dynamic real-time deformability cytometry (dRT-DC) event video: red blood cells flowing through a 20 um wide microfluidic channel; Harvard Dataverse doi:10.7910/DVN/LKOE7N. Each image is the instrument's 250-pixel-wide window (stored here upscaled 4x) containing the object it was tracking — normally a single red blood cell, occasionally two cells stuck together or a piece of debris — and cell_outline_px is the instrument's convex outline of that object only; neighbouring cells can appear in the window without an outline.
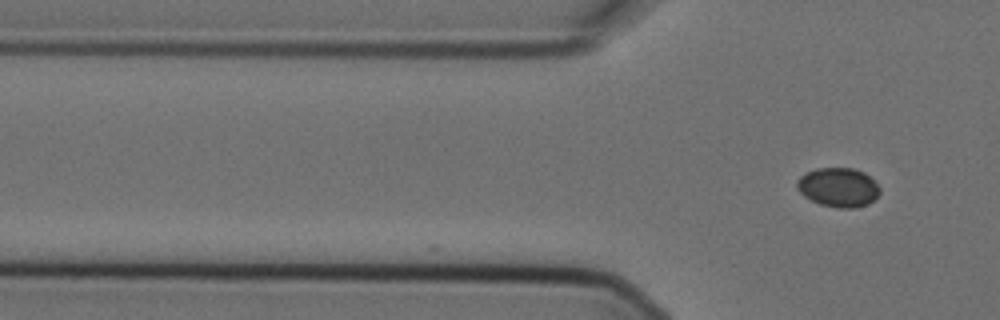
{"species": "Egyptian fruit bat (a non-hibernating species)", "species_latin": "Rousettus aegyptiacus", "temperature_condition": "cold", "stored_images_in_passage": 3, "camera_frame_rate_fps": 3000, "um_per_image_px": 0.085, "animal": {"sex": "female"}, "frame": {"image": 1, "passage_image": 3, "time_ms": 0.667, "image_size_px": [1000, 320], "cell_outline_px": [[880, 192], [868, 204], [852, 208], [836, 208], [820, 204], [804, 196], [796, 188], [796, 180], [800, 176], [816, 168], [852, 168], [864, 172], [880, 188]], "centroid_in_image_um": [71.23, 15.92], "position_along_channel_um": 54.6, "area_um2": 18.79}}